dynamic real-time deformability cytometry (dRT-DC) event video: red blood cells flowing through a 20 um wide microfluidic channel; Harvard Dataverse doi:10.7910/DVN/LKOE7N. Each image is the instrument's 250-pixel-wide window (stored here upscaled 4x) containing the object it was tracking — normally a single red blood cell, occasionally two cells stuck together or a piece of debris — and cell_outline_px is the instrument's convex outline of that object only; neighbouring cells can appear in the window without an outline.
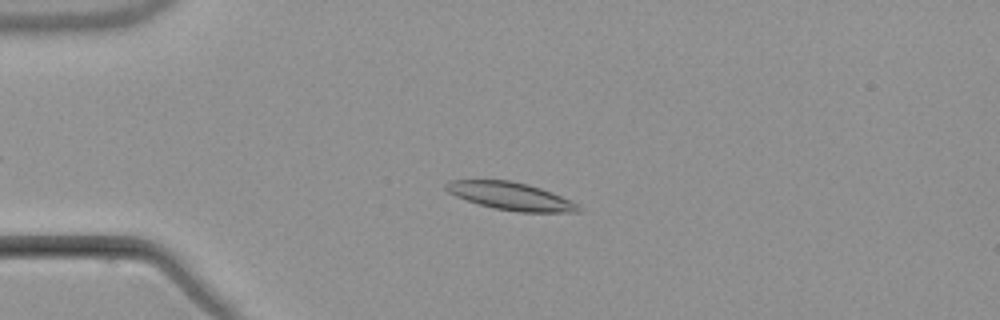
{"species": "common noctule bat (a hibernating species)", "species_latin": "Nyctalus noctula", "temperature_condition": "warm", "stored_images_in_passage": 4, "camera_frame_rate_fps": 3000, "um_per_image_px": 0.085, "animal": {"sex": "male", "body_mass_g": 21.5, "forearm_length_mm": 52.0}, "frame": {"image": 1, "passage_image": 3, "time_ms": 2.667, "image_size_px": [1000, 320], "cell_outline_px": [[580, 212], [520, 212], [492, 208], [456, 196], [448, 192], [444, 188], [444, 184], [452, 180], [512, 180], [528, 184], [552, 192], [572, 200], [580, 204]], "centroid_in_image_um": [43.45, 16.67], "position_along_channel_um": 41.6, "area_um2": 21.44}}